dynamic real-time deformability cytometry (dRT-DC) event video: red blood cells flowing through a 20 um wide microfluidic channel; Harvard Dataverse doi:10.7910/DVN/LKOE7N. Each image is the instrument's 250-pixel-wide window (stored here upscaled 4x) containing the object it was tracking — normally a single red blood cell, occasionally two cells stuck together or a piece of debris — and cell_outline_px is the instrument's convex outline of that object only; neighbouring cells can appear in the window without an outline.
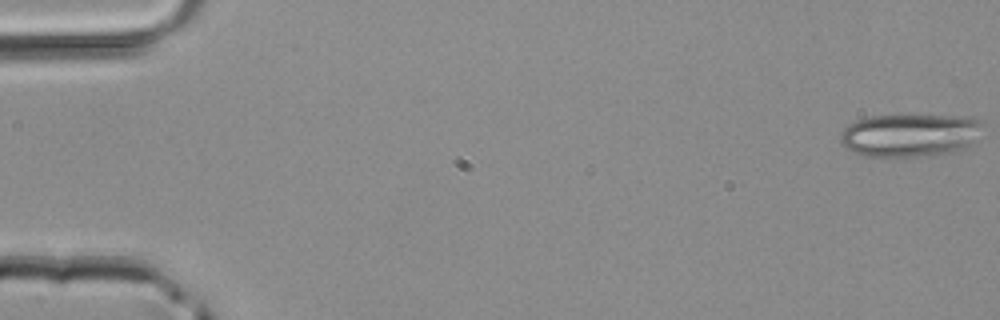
{"species": "common noctule bat (a hibernating species)", "species_latin": "Nyctalus noctula", "temperature_condition": "room temperature", "stored_images_in_passage": 4, "camera_frame_rate_fps": 3000, "um_per_image_px": 0.085, "animal": {"sex": "male", "body_mass_g": 20.4}, "frame": {"image": 1, "passage_image": 1, "time_ms": 0.0, "image_size_px": [1000, 320], "cell_outline_px": [[984, 124], [968, 144], [952, 152], [936, 156], [868, 156], [856, 152], [840, 144], [840, 136], [844, 128], [848, 124], [856, 120], [872, 116], [972, 116], [984, 120]], "centroid_in_image_um": [77.33, 11.48], "position_along_channel_um": 7.7, "area_um2": 35.32}}